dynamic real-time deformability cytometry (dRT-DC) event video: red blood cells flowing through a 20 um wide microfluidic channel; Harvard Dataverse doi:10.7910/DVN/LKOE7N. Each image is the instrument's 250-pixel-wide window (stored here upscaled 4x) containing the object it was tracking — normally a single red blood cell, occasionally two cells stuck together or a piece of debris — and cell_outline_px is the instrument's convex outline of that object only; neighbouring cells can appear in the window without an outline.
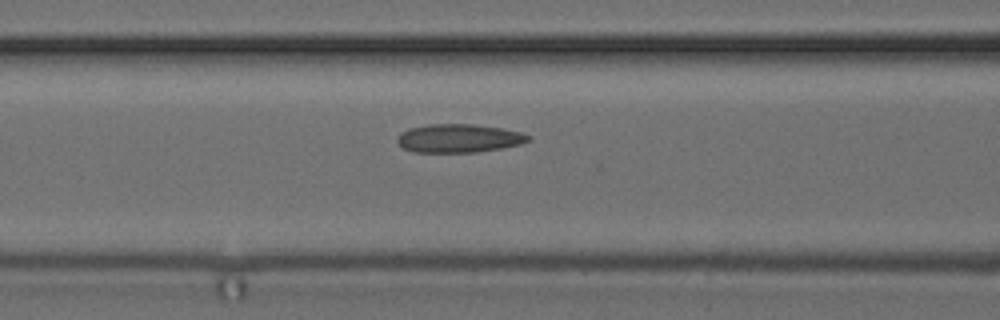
{"species": "common noctule bat (a hibernating species)", "species_latin": "Nyctalus noctula", "temperature_condition": "cold", "stored_images_in_passage": 37, "camera_frame_rate_fps": 3000, "um_per_image_px": 0.085, "animal": {"sex": "female", "body_mass_g": 24.6, "forearm_length_mm": 56.2}, "frame": {"image": 1, "passage_image": 17, "time_ms": 5.333, "image_size_px": [1000, 320], "cell_outline_px": [[532, 140], [520, 144], [500, 148], [476, 152], [412, 152], [404, 148], [396, 140], [400, 132], [408, 128], [428, 124], [472, 124], [500, 128], [520, 132], [532, 136]], "centroid_in_image_um": [38.99, 11.75], "position_along_channel_um": 127.6, "area_um2": 21.73}}
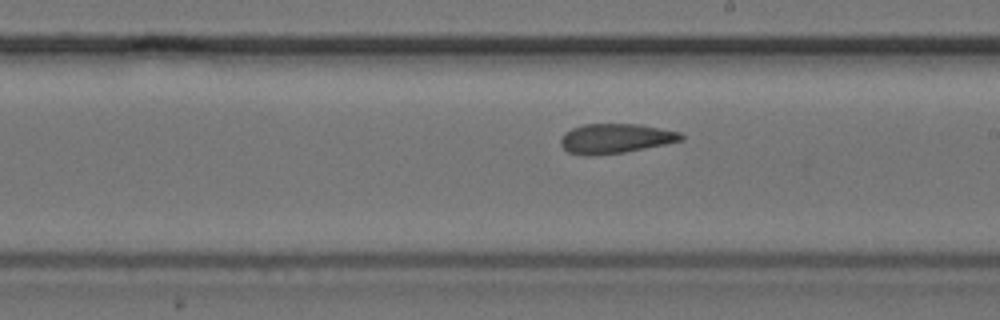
{"frame": {"image": 2, "passage_image": 25, "time_ms": 8.0, "image_size_px": [1000, 320], "cell_outline_px": [[684, 140], [624, 152], [596, 156], [584, 156], [568, 152], [560, 144], [560, 140], [564, 132], [572, 128], [584, 124], [640, 124], [680, 132], [684, 136]], "centroid_in_image_um": [52.28, 11.77], "position_along_channel_um": 236.7, "area_um2": 20.92}}
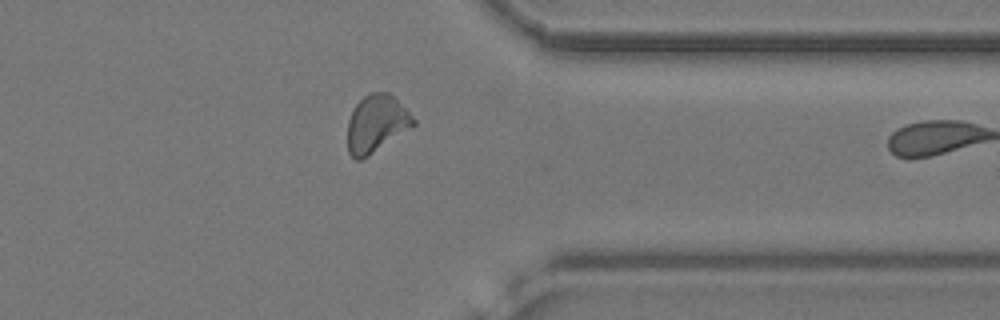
{"frame": {"image": 3, "passage_image": 36, "time_ms": 11.667, "image_size_px": [1000, 320], "cell_outline_px": [[416, 124], [368, 156], [360, 160], [356, 160], [348, 152], [348, 120], [356, 104], [368, 92], [388, 92], [416, 120]], "centroid_in_image_um": [31.97, 10.51], "position_along_channel_um": 379.4, "area_um2": 21.62}}